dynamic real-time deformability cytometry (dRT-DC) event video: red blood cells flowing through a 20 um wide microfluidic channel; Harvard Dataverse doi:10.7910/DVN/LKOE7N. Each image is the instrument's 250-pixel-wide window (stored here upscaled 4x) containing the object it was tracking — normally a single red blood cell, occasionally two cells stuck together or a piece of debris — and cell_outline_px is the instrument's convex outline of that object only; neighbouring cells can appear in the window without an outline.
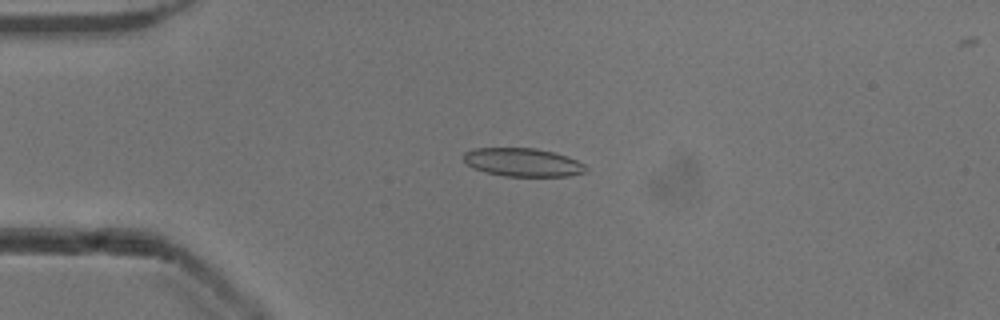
{"species": "common noctule bat (a hibernating species)", "species_latin": "Nyctalus noctula", "temperature_condition": "cold", "stored_images_in_passage": 52, "camera_frame_rate_fps": 3000, "um_per_image_px": 0.085, "animal": {"sex": "male", "body_mass_g": 13.3}, "frame": {"image": 1, "passage_image": 12, "time_ms": 3.667, "image_size_px": [1000, 320], "cell_outline_px": [[588, 172], [568, 176], [504, 176], [472, 168], [464, 160], [464, 152], [476, 148], [536, 148], [568, 156], [584, 164], [588, 168]], "centroid_in_image_um": [44.47, 13.8], "position_along_channel_um": 40.5, "area_um2": 20.17}}
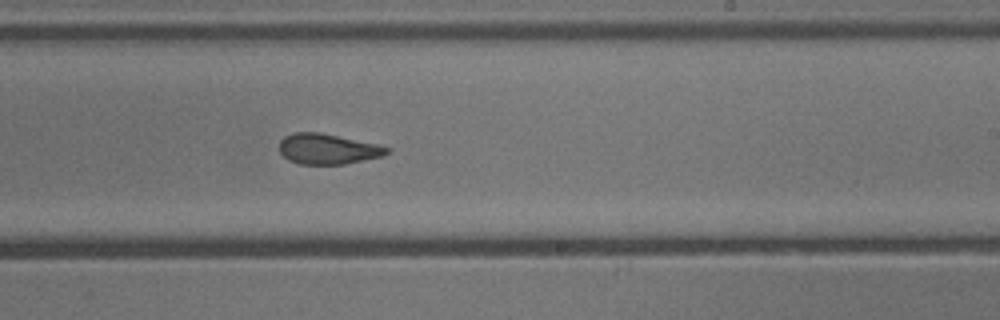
{"frame": {"image": 2, "passage_image": 31, "time_ms": 10.0, "image_size_px": [1000, 320], "cell_outline_px": [[388, 152], [380, 156], [344, 164], [300, 164], [288, 160], [280, 152], [280, 140], [284, 136], [292, 132], [320, 132], [376, 144], [388, 148]], "centroid_in_image_um": [27.78, 12.65], "position_along_channel_um": 261.2, "area_um2": 18.79}}
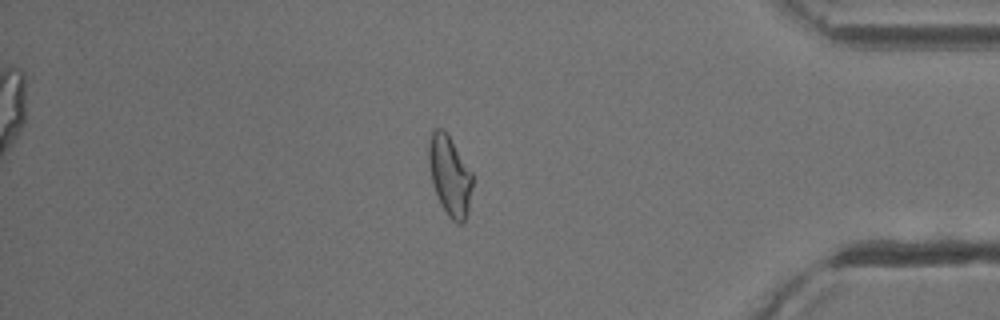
{"frame": {"image": 3, "passage_image": 44, "time_ms": 14.333, "image_size_px": [1000, 320], "cell_outline_px": [[472, 188], [468, 212], [464, 220], [460, 224], [456, 224], [448, 216], [440, 204], [432, 180], [428, 160], [428, 144], [432, 132], [436, 128], [444, 128], [472, 172]], "centroid_in_image_um": [38.23, 14.93], "position_along_channel_um": 397.0, "area_um2": 20.29}, "authors_computed_cell_mechanics": {"area_um2": 20.3745, "velocity_mm_per_s": 3.9142, "shape_relaxation_time_tau1_ms": 8.4299, "shape_relaxation_time_tau2_ms": 2.7754, "deformation_change_tau1": 0.2188, "deformation_change_tau2": 0.1012}}